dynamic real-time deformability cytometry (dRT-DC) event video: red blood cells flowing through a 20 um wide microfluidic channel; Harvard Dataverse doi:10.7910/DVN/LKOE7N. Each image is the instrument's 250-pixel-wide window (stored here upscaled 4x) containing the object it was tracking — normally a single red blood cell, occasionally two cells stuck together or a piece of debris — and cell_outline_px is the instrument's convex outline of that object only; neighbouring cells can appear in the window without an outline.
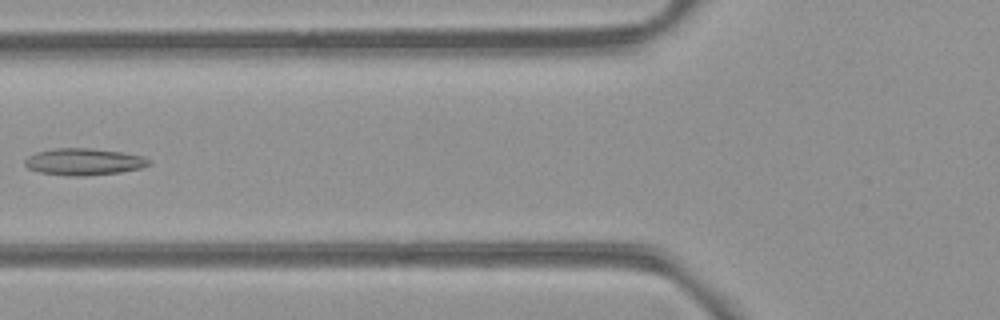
{"species": "common noctule bat (a hibernating species)", "species_latin": "Nyctalus noctula", "temperature_condition": "room temperature", "stored_images_in_passage": 6, "camera_frame_rate_fps": 3000, "um_per_image_px": 0.085, "animal": {"sex": "female", "body_mass_g": 21.9}, "frame": {"image": 1, "passage_image": 6, "time_ms": 5.667, "image_size_px": [1000, 320], "cell_outline_px": [[152, 164], [140, 168], [120, 172], [84, 176], [68, 176], [40, 172], [28, 168], [24, 164], [24, 160], [28, 156], [36, 152], [56, 148], [88, 148], [120, 152], [144, 156]], "centroid_in_image_um": [7.11, 13.75], "position_along_channel_um": 118.7, "area_um2": 19.31}}